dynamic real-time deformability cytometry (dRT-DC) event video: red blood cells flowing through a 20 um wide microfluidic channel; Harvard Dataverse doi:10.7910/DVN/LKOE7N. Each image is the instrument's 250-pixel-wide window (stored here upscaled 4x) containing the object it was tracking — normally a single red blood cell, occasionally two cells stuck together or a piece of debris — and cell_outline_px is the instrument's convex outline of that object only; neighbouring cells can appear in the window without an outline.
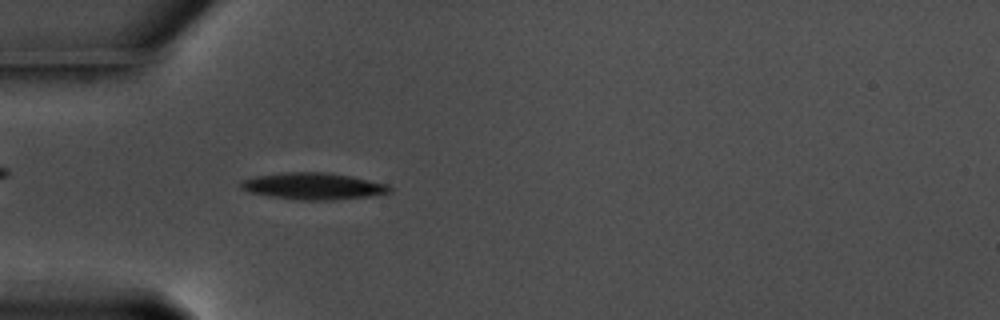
{"species": "common noctule bat (a hibernating species)", "species_latin": "Nyctalus noctula", "temperature_condition": "warm", "stored_images_in_passage": 41, "camera_frame_rate_fps": 3000, "um_per_image_px": 0.085, "animal": {"sex": "male", "body_mass_g": 17.5, "forearm_length_mm": 52.3}, "frame": {"image": 1, "passage_image": 1, "time_ms": 0.0, "image_size_px": [1000, 320], "cell_outline_px": [[392, 192], [368, 196], [332, 200], [296, 200], [272, 196], [252, 192], [240, 188], [240, 180], [256, 176], [280, 172], [324, 172], [352, 176], [388, 184], [392, 188]], "centroid_in_image_um": [26.64, 15.81], "position_along_channel_um": 58.4, "area_um2": 23.18}}
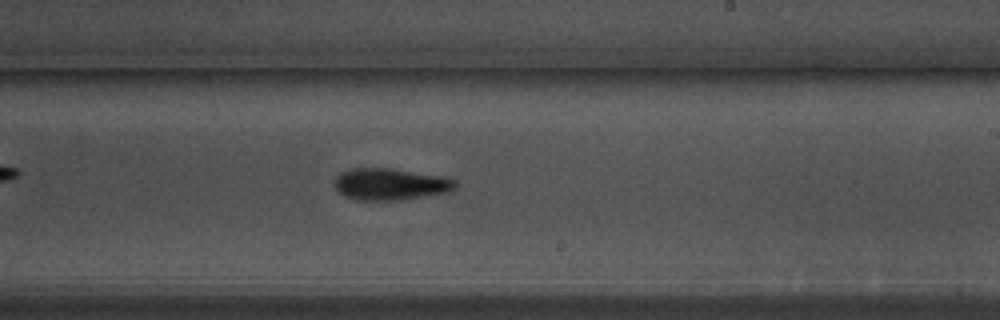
{"frame": {"image": 2, "passage_image": 18, "time_ms": 5.667, "image_size_px": [1000, 320], "cell_outline_px": [[456, 184], [448, 192], [400, 200], [356, 200], [344, 196], [336, 188], [336, 176], [352, 168], [388, 168], [440, 176], [456, 180]], "centroid_in_image_um": [33.16, 15.66], "position_along_channel_um": 255.8, "area_um2": 21.91}}
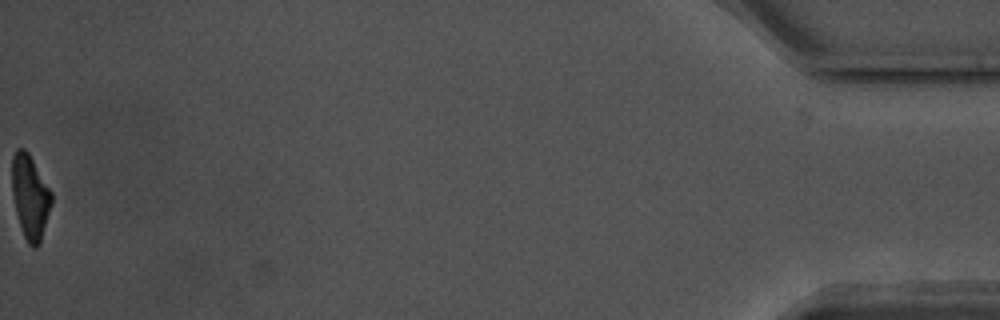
{"frame": {"image": 3, "passage_image": 41, "time_ms": 13.333, "image_size_px": [1000, 320], "cell_outline_px": [[52, 204], [40, 244], [36, 248], [32, 248], [28, 244], [24, 236], [16, 212], [12, 192], [12, 156], [16, 148], [24, 148], [28, 152], [52, 192]], "centroid_in_image_um": [2.57, 16.74], "position_along_channel_um": 432.6, "area_um2": 19.42}, "authors_computed_cell_mechanics": {"area_um2": 21.4438, "velocity_mm_per_s": 3.5889, "shape_relaxation_time_tau1_ms": 2.863, "shape_relaxation_time_tau2_ms": 5.9976, "deformation_change_tau1": 0.1616, "deformation_change_tau2": 0.1648}}